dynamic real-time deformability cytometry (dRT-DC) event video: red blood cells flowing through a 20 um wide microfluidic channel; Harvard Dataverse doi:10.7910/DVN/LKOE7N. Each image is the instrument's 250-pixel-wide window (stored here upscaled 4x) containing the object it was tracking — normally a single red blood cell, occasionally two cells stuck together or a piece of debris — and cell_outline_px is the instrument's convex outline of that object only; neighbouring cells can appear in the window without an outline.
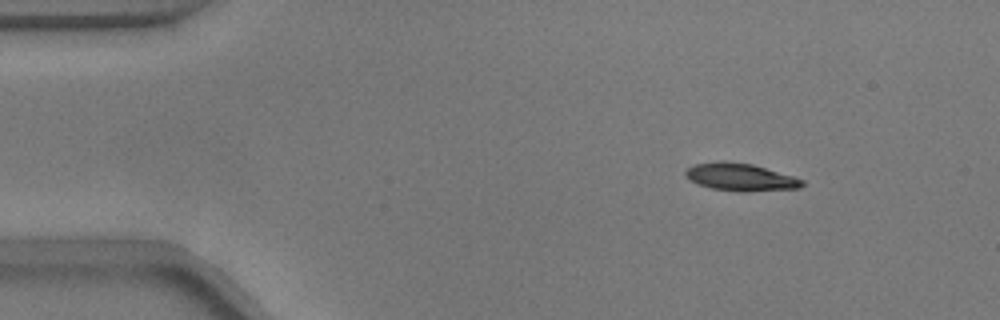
{"species": "common noctule bat (a hibernating species)", "species_latin": "Nyctalus noctula", "temperature_condition": "warm", "stored_images_in_passage": 53, "camera_frame_rate_fps": 3000, "um_per_image_px": 0.085, "animal": {"sex": "male", "body_mass_g": 17.9}, "frame": {"image": 1, "passage_image": 6, "time_ms": 1.667, "image_size_px": [1000, 320], "cell_outline_px": [[804, 184], [800, 188], [748, 192], [736, 192], [712, 188], [700, 184], [684, 176], [684, 172], [688, 168], [696, 164], [724, 160], [752, 164], [792, 176], [804, 180]], "centroid_in_image_um": [62.95, 15.06], "position_along_channel_um": 22.0, "area_um2": 18.67}}
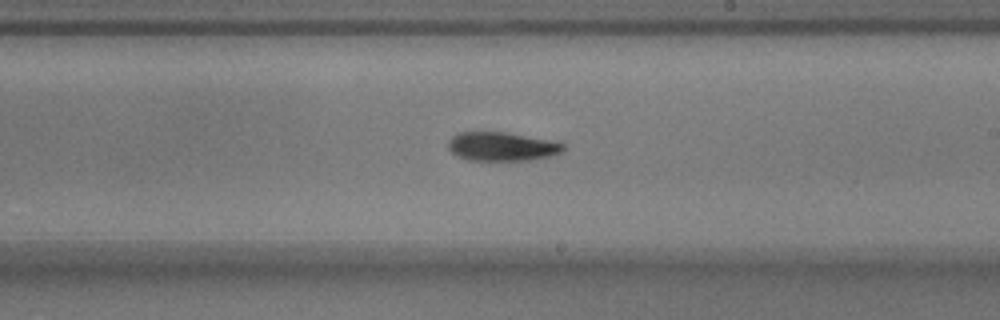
{"frame": {"image": 2, "passage_image": 30, "time_ms": 9.667, "image_size_px": [1000, 320], "cell_outline_px": [[564, 148], [560, 152], [548, 156], [528, 160], [468, 160], [452, 152], [448, 148], [448, 140], [452, 136], [460, 132], [508, 132], [556, 140], [564, 144]], "centroid_in_image_um": [42.68, 12.43], "position_along_channel_um": 246.3, "area_um2": 19.36}}
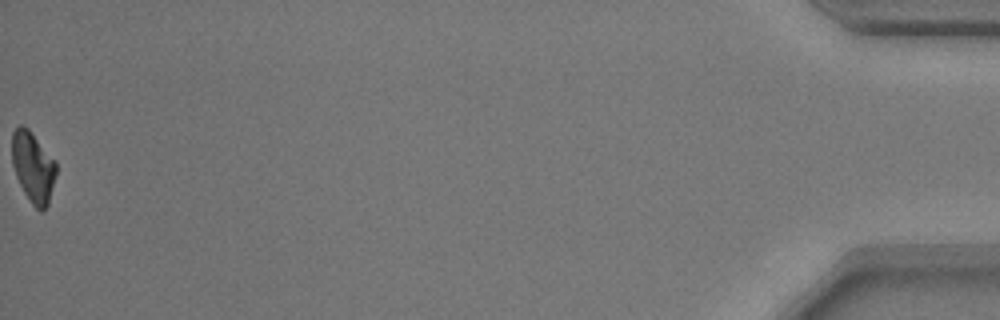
{"frame": {"image": 3, "passage_image": 53, "time_ms": 17.333, "image_size_px": [1000, 320], "cell_outline_px": [[56, 172], [48, 204], [40, 212], [32, 204], [24, 192], [16, 176], [12, 164], [12, 132], [20, 124], [28, 128], [56, 160]], "centroid_in_image_um": [2.81, 14.17], "position_along_channel_um": 432.4, "area_um2": 18.09}, "authors_computed_cell_mechanics": {"area_um2": 19.074, "velocity_mm_per_s": 3.749, "shape_relaxation_time_tau1_ms": 4.8419, "shape_relaxation_time_tau2_ms": null, "deformation_change_tau1": 0.1663, "deformation_change_tau2": null}}